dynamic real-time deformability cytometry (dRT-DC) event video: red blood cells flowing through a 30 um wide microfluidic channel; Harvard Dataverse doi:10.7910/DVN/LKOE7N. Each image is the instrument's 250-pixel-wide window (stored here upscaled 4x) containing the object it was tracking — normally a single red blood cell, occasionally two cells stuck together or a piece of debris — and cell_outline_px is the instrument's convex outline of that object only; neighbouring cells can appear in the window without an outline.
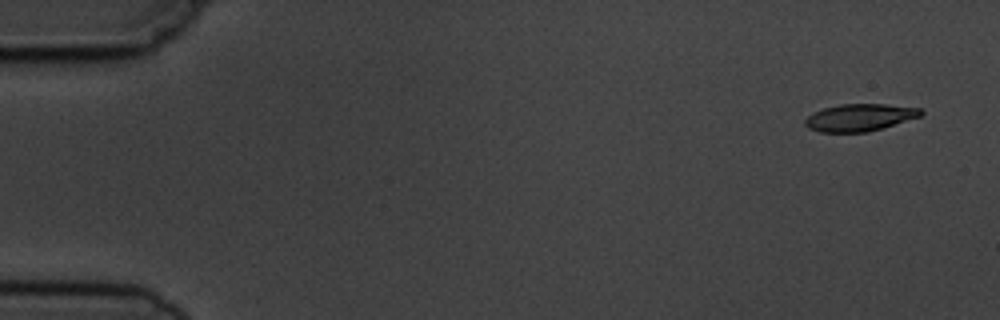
{"species": "common noctule bat (a hibernating species)", "species_latin": "Nyctalus noctula", "temperature_condition": "cold", "stored_images_in_passage": 4, "camera_frame_rate_fps": 3000, "um_per_image_px": 0.085, "animal": {"sex": "male", "body_mass_g": 19.5, "forearm_length_mm": 54.6}, "frame": {"image": 1, "passage_image": 1, "time_ms": 0.0, "image_size_px": [1000, 320], "cell_outline_px": [[924, 112], [920, 116], [868, 132], [820, 132], [808, 128], [804, 124], [804, 120], [808, 116], [824, 108], [840, 104], [888, 104], [920, 108]], "centroid_in_image_um": [73.06, 9.98], "position_along_channel_um": 11.9, "area_um2": 18.21}}
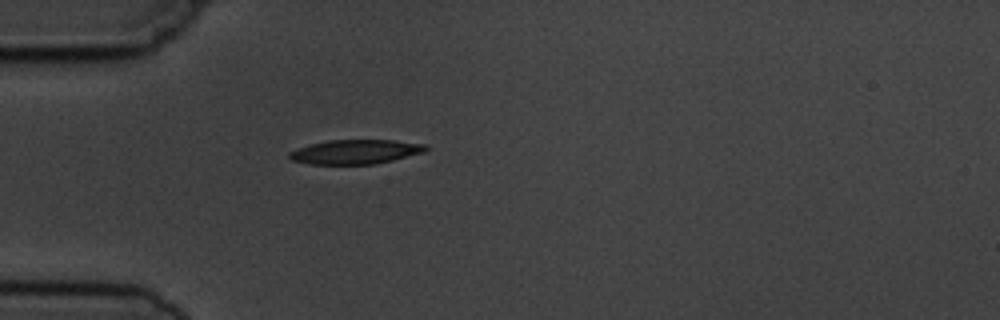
{"frame": {"image": 2, "passage_image": 4, "time_ms": 4.333, "image_size_px": [1000, 320], "cell_outline_px": [[428, 148], [424, 152], [376, 164], [308, 164], [292, 160], [288, 156], [288, 152], [312, 144], [328, 140], [392, 140], [428, 144]], "centroid_in_image_um": [30.24, 12.9], "position_along_channel_um": 54.8, "area_um2": 19.25}}